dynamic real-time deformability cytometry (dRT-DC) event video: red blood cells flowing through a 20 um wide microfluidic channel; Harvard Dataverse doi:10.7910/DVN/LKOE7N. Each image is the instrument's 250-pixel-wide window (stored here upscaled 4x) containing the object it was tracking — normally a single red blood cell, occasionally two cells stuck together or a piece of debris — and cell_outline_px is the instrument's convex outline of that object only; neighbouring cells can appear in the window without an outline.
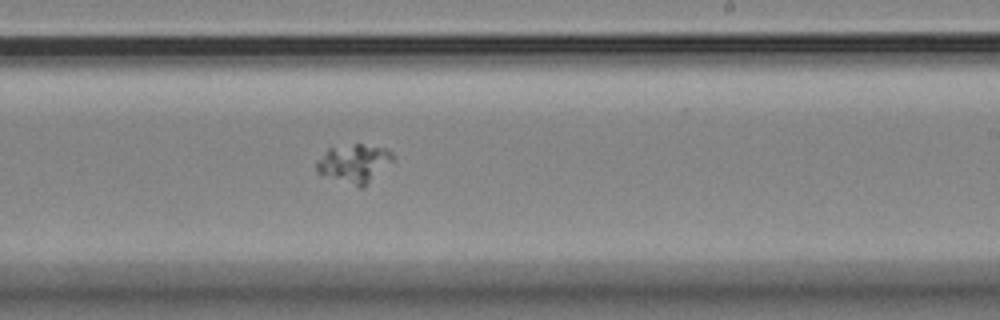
{"species": "Egyptian fruit bat (a non-hibernating species)", "species_latin": "Rousettus aegyptiacus", "temperature_condition": "room temperature", "stored_images_in_passage": 9, "segment_of_instrument_passage": [1, 2], "camera_frame_rate_fps": 3000, "um_per_image_px": 0.085, "animal": {"sex": "female"}, "frame": {"image": 1, "passage_image": 8, "time_ms": 9.0, "image_size_px": [1000, 320], "cell_outline_px": [[396, 156], [392, 160], [360, 188], [320, 176], [316, 172], [316, 164], [328, 148], [356, 144], [360, 144], [384, 148], [392, 152]], "centroid_in_image_um": [30.03, 13.9], "position_along_channel_um": 259.0, "area_um2": 16.76}}